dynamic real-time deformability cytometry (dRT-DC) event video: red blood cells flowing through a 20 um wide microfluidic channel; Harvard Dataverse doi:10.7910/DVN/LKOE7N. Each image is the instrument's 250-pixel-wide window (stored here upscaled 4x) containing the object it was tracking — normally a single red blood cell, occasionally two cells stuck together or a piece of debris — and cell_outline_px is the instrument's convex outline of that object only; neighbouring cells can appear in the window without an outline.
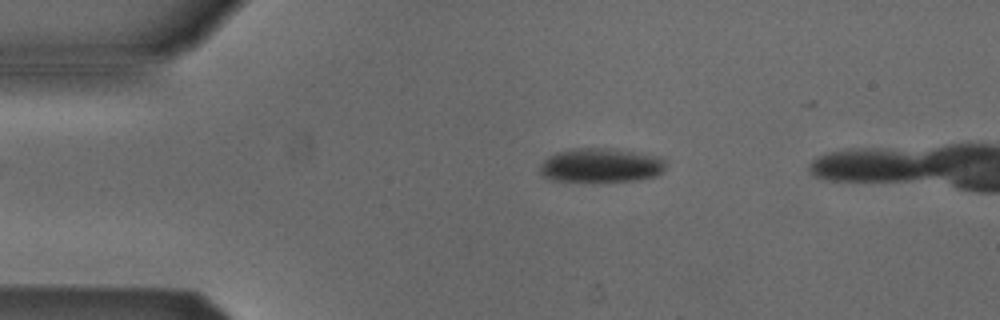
{"species": "Egyptian fruit bat (a non-hibernating species)", "species_latin": "Rousettus aegyptiacus", "temperature_condition": "cold", "stored_images_in_passage": 4, "segment_of_instrument_passage": [1, 2], "camera_frame_rate_fps": 3000, "um_per_image_px": 0.085, "animal": {"sex": "male"}, "frame": {"image": 1, "passage_image": 2, "time_ms": 1.0, "image_size_px": [1000, 320], "cell_outline_px": [[664, 168], [656, 176], [636, 180], [592, 184], [552, 180], [540, 176], [540, 164], [548, 156], [556, 152], [572, 148], [608, 148], [660, 156], [664, 160]], "centroid_in_image_um": [51.0, 14.09], "position_along_channel_um": 34.0, "area_um2": 25.89}}